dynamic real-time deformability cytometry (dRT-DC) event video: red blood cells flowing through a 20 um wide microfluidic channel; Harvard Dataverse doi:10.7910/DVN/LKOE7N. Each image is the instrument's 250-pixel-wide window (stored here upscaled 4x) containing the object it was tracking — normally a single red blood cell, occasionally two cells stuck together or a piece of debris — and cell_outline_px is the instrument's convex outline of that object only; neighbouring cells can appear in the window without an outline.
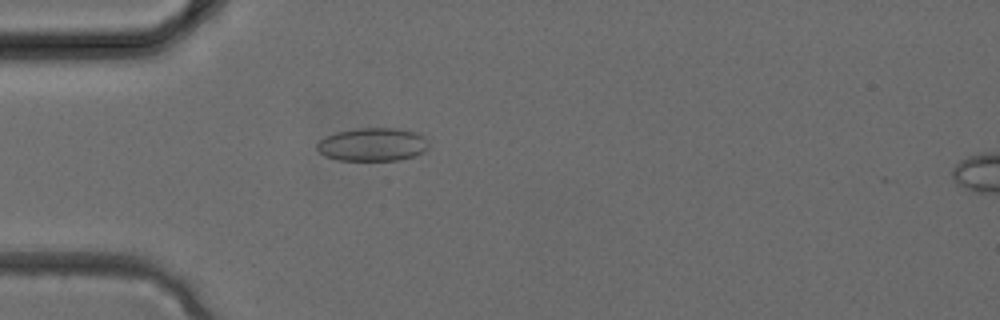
{"species": "common noctule bat (a hibernating species)", "species_latin": "Nyctalus noctula", "temperature_condition": "cold", "stored_images_in_passage": 4, "camera_frame_rate_fps": 3000, "um_per_image_px": 0.085, "animal": {"sex": "female", "body_mass_g": 24.6, "forearm_length_mm": 56.2}, "frame": {"image": 1, "passage_image": 3, "time_ms": 0.667, "image_size_px": [1000, 320], "cell_outline_px": [[428, 148], [424, 152], [416, 156], [400, 160], [340, 160], [324, 156], [316, 148], [316, 144], [320, 140], [336, 132], [356, 128], [396, 128], [416, 132], [424, 136], [428, 144]], "centroid_in_image_um": [31.69, 12.28], "position_along_channel_um": 53.3, "area_um2": 21.73}}